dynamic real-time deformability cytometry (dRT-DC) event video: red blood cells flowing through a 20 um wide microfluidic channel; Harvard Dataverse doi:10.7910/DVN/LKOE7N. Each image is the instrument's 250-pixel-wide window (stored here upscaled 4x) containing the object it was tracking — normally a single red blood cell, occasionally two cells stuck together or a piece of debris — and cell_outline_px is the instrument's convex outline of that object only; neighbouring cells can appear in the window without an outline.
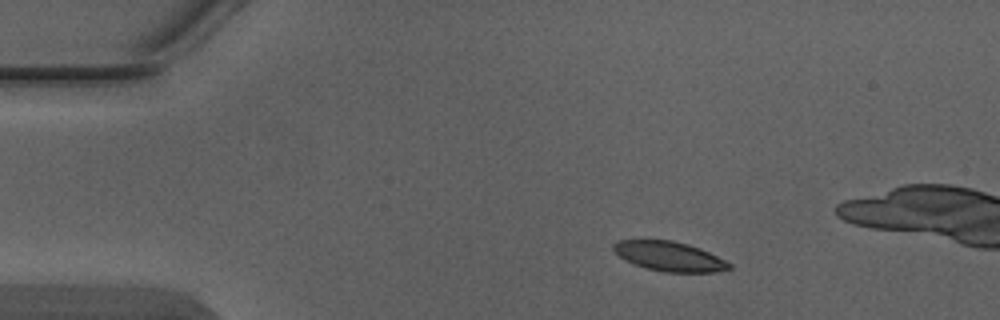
{"species": "Egyptian fruit bat (a non-hibernating species)", "species_latin": "Rousettus aegyptiacus", "temperature_condition": "warm", "stored_images_in_passage": 4, "camera_frame_rate_fps": 3000, "um_per_image_px": 0.085, "animal": {"sex": "male"}, "frame": {"image": 1, "passage_image": 1, "time_ms": 0.0, "image_size_px": [1000, 320], "cell_outline_px": [[732, 268], [712, 272], [664, 272], [648, 268], [624, 260], [612, 248], [612, 244], [616, 240], [672, 240], [688, 244], [700, 248], [732, 264]], "centroid_in_image_um": [56.88, 21.78], "position_along_channel_um": 28.1, "area_um2": 19.77}}
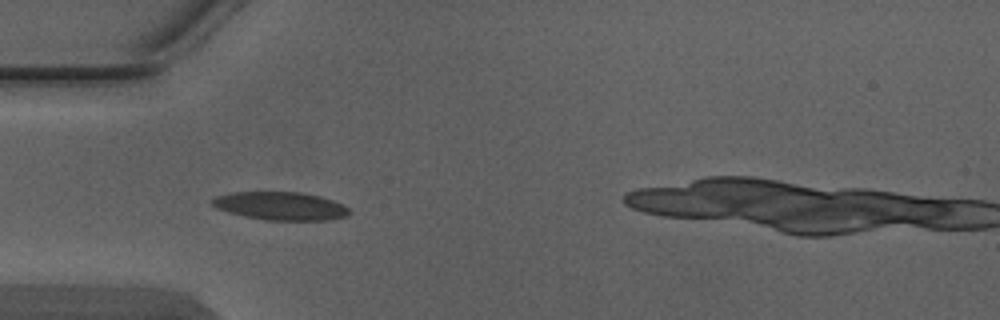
{"frame": {"image": 2, "passage_image": 3, "time_ms": 0.667, "image_size_px": [1000, 320], "cell_outline_px": [[352, 212], [348, 216], [328, 220], [264, 220], [244, 216], [228, 212], [216, 208], [208, 200], [216, 196], [232, 192], [300, 192], [320, 196], [344, 204]], "centroid_in_image_um": [23.85, 17.51], "position_along_channel_um": 61.2, "area_um2": 22.72}}
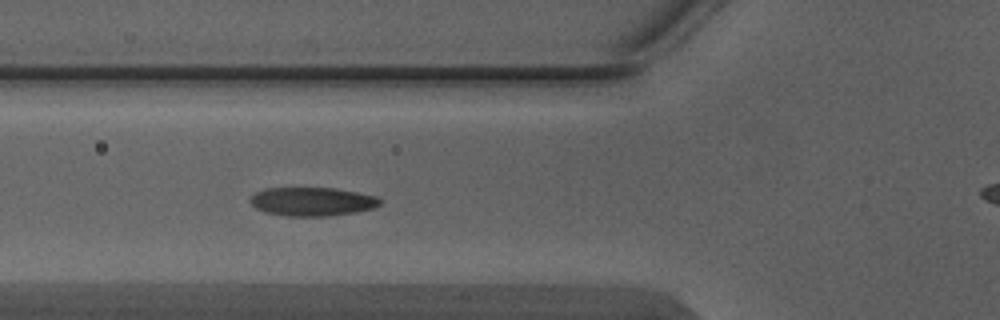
{"frame": {"image": 3, "passage_image": 4, "time_ms": 1.0, "image_size_px": [1000, 320], "cell_outline_px": [[384, 200], [376, 208], [356, 212], [328, 216], [288, 216], [268, 212], [256, 208], [248, 200], [256, 192], [264, 188], [336, 188], [376, 196]], "centroid_in_image_um": [26.58, 17.13], "position_along_channel_um": 99.2, "area_um2": 21.73}}